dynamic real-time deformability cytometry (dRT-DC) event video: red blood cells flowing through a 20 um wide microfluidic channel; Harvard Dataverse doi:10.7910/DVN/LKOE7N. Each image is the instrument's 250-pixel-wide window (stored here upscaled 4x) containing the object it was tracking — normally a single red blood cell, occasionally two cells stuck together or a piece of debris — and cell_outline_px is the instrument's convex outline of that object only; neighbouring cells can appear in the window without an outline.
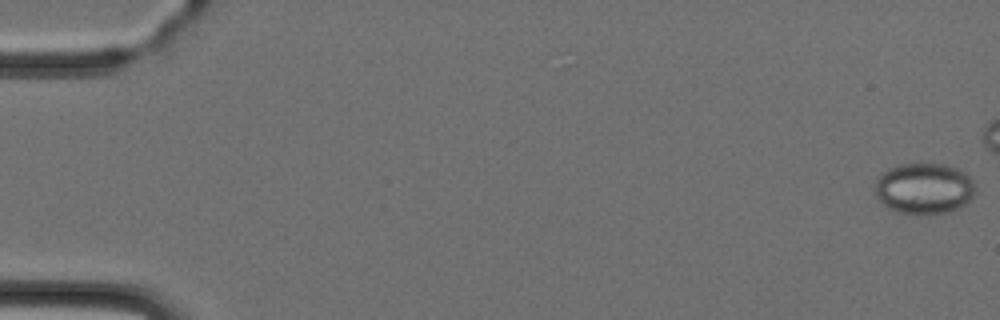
{"species": "Egyptian fruit bat (a non-hibernating species)", "species_latin": "Rousettus aegyptiacus", "temperature_condition": "cold", "stored_images_in_passage": 5, "camera_frame_rate_fps": 3000, "um_per_image_px": 0.085, "animal": {"sex": "female"}, "frame": {"image": 1, "passage_image": 1, "time_ms": 0.0, "image_size_px": [1000, 320], "cell_outline_px": [[976, 192], [964, 204], [948, 212], [920, 216], [916, 216], [896, 212], [888, 208], [876, 196], [876, 180], [880, 172], [888, 168], [900, 164], [944, 164], [956, 168], [964, 172], [972, 180]], "centroid_in_image_um": [78.51, 16.04], "position_along_channel_um": 6.5, "area_um2": 30.11}}